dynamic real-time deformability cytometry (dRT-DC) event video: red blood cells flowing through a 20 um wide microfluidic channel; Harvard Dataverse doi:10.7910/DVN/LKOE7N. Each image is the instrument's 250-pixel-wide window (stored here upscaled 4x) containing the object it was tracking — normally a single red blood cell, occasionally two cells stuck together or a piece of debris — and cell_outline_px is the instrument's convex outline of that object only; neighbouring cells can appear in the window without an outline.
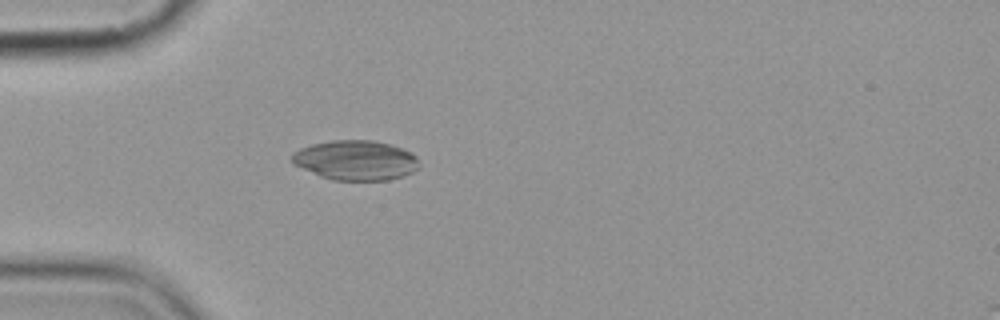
{"species": "common noctule bat (a hibernating species)", "species_latin": "Nyctalus noctula", "temperature_condition": "cold", "stored_images_in_passage": 2, "camera_frame_rate_fps": 3000, "um_per_image_px": 0.085, "animal": {"sex": "female", "body_mass_g": 19.9}, "frame": {"image": 1, "passage_image": 2, "time_ms": 1.333, "image_size_px": [1000, 320], "cell_outline_px": [[420, 164], [412, 172], [404, 176], [388, 180], [332, 180], [320, 176], [292, 164], [292, 152], [300, 148], [312, 144], [332, 140], [372, 140], [388, 144], [412, 152], [416, 156]], "centroid_in_image_um": [30.22, 13.62], "position_along_channel_um": 54.8, "area_um2": 29.54}}